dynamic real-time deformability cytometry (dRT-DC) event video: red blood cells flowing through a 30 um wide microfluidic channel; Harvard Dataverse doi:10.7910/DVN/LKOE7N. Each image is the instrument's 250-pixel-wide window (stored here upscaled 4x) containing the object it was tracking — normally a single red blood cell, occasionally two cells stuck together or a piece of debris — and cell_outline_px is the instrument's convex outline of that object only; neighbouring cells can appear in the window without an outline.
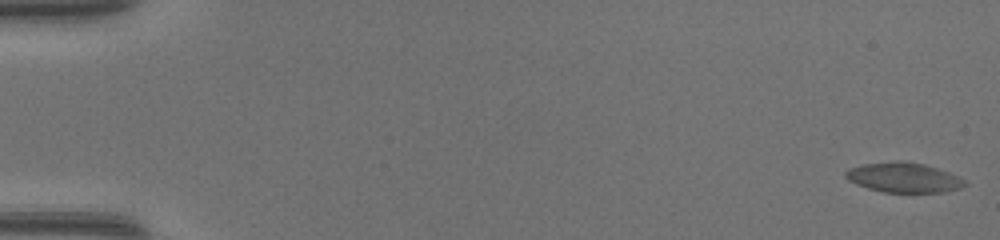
{"species": "common noctule bat (a hibernating species)", "species_latin": "Nyctalus noctula", "temperature_condition": "warm", "stored_images_in_passage": 4, "camera_frame_rate_fps": 3000, "um_per_image_px": 0.085, "animal": {"sex": "female", "body_mass_g": 17.0, "forearm_length_mm": 48.0}, "frame": {"image": 1, "passage_image": 1, "time_ms": 0.0, "image_size_px": [1000, 240], "cell_outline_px": [[968, 184], [960, 188], [944, 192], [884, 192], [868, 188], [856, 184], [848, 180], [844, 176], [844, 172], [848, 168], [860, 164], [896, 160], [904, 160], [924, 164], [948, 172], [964, 180]], "centroid_in_image_um": [76.76, 15.07], "position_along_channel_um": 8.2, "area_um2": 20.87}}